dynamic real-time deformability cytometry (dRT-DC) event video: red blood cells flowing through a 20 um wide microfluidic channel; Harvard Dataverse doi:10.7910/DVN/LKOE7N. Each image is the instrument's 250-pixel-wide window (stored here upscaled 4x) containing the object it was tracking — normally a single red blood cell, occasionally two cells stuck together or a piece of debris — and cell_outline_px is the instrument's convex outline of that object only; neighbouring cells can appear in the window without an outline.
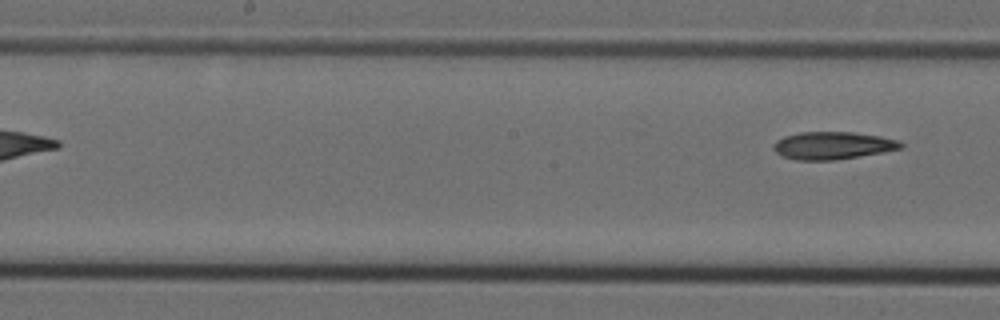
{"species": "Egyptian fruit bat (a non-hibernating species)", "species_latin": "Rousettus aegyptiacus", "temperature_condition": "cold", "stored_images_in_passage": 7, "segment_of_instrument_passage": [2, 2], "camera_frame_rate_fps": 3000, "um_per_image_px": 0.085, "animal": {"sex": "female"}, "frame": {"image": 1, "passage_image": 7, "time_ms": 2.0, "image_size_px": [1000, 320], "cell_outline_px": [[904, 148], [884, 152], [836, 160], [796, 160], [780, 156], [772, 148], [772, 144], [776, 140], [784, 136], [800, 132], [852, 132], [880, 136], [896, 140], [904, 144]], "centroid_in_image_um": [70.75, 12.37], "position_along_channel_um": 177.5, "area_um2": 20.63}}